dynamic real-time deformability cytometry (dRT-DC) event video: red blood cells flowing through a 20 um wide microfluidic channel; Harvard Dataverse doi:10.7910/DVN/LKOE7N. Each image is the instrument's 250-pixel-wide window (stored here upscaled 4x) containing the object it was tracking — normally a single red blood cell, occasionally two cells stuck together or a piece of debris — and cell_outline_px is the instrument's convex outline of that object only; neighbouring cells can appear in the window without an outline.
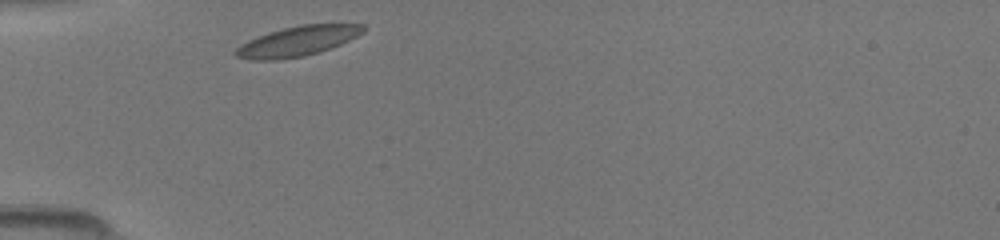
{"species": "common noctule bat (a hibernating species)", "species_latin": "Nyctalus noctula", "temperature_condition": "room temperature", "stored_images_in_passage": 24, "camera_frame_rate_fps": 3000, "um_per_image_px": 0.085, "animal": {"sex": "female", "body_mass_g": 19.5, "forearm_length_mm": 54.1}, "frame": {"image": 1, "passage_image": 1, "time_ms": 0.0, "image_size_px": [1000, 240], "cell_outline_px": [[368, 28], [364, 32], [332, 48], [320, 52], [304, 56], [276, 60], [248, 60], [236, 56], [232, 52], [240, 44], [256, 36], [268, 32], [300, 24], [364, 24]], "centroid_in_image_um": [25.27, 3.5], "position_along_channel_um": 59.7, "area_um2": 22.48}}
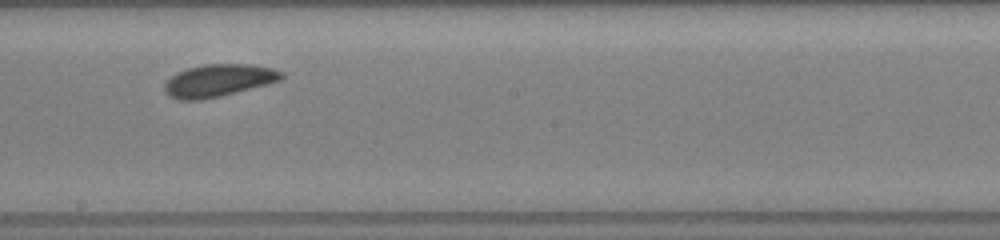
{"frame": {"image": 2, "passage_image": 13, "time_ms": 4.0, "image_size_px": [1000, 240], "cell_outline_px": [[284, 76], [280, 80], [220, 96], [200, 100], [180, 100], [164, 92], [164, 84], [176, 72], [188, 68], [204, 64], [248, 64], [272, 68], [284, 72]], "centroid_in_image_um": [18.55, 6.83], "position_along_channel_um": 229.6, "area_um2": 21.79}}
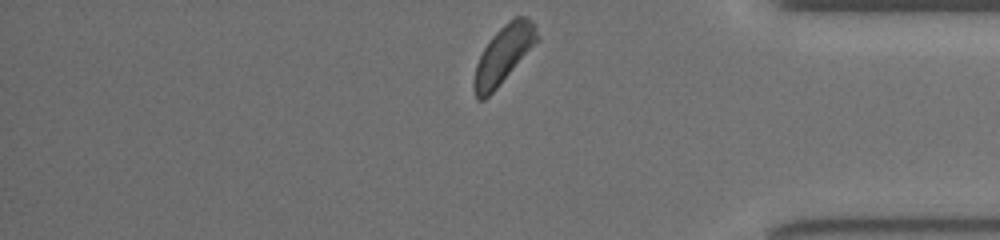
{"frame": {"image": 3, "passage_image": 24, "time_ms": 7.667, "image_size_px": [1000, 240], "cell_outline_px": [[540, 40], [496, 88], [484, 100], [476, 100], [472, 88], [472, 80], [476, 64], [484, 48], [492, 36], [508, 20], [516, 16], [528, 16], [536, 24], [540, 36]], "centroid_in_image_um": [42.82, 4.62], "position_along_channel_um": 392.4, "area_um2": 21.56}}